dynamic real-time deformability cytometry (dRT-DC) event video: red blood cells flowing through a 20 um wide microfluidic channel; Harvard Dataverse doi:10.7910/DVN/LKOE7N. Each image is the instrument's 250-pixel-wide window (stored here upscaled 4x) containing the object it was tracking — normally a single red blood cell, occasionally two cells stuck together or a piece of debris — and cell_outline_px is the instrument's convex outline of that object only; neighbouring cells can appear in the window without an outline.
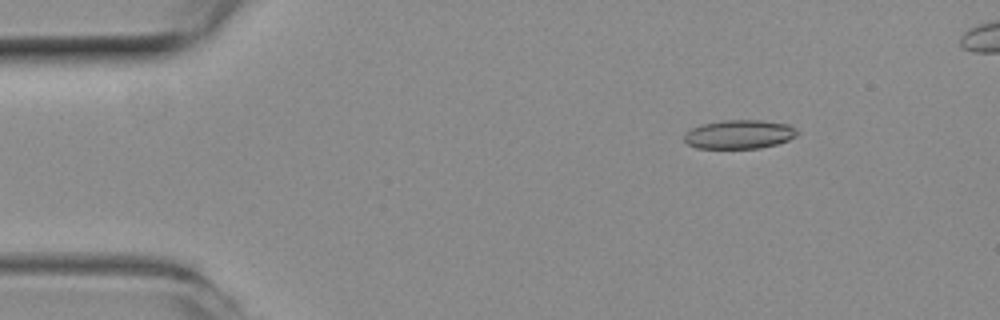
{"species": "common noctule bat (a hibernating species)", "species_latin": "Nyctalus noctula", "temperature_condition": "room temperature", "stored_images_in_passage": 50, "camera_frame_rate_fps": 3000, "um_per_image_px": 0.085, "animal": {"sex": "female", "body_mass_g": 19.3, "forearm_length_mm": 54.1}, "frame": {"image": 1, "passage_image": 7, "time_ms": 2.0, "image_size_px": [1000, 320], "cell_outline_px": [[800, 132], [796, 136], [788, 140], [776, 144], [760, 148], [696, 148], [688, 144], [684, 140], [684, 136], [692, 128], [704, 124], [720, 120], [760, 120], [788, 124], [796, 128]], "centroid_in_image_um": [62.87, 11.41], "position_along_channel_um": 22.1, "area_um2": 18.96}}
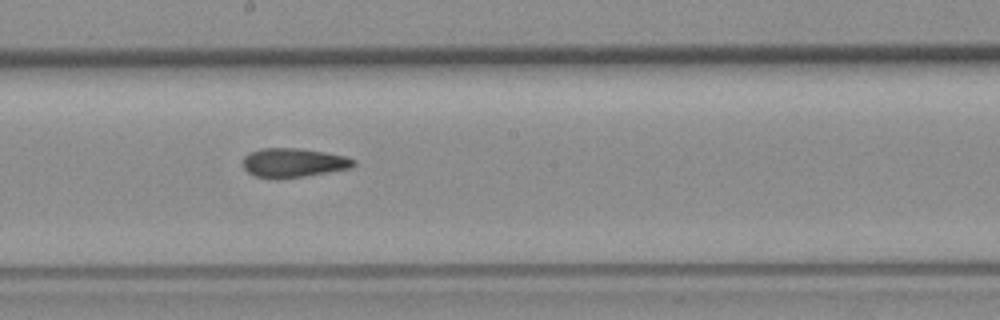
{"frame": {"image": 2, "passage_image": 28, "time_ms": 9.0, "image_size_px": [1000, 320], "cell_outline_px": [[356, 164], [352, 168], [280, 180], [276, 180], [252, 176], [244, 168], [244, 156], [260, 148], [300, 148], [324, 152], [344, 156], [356, 160]], "centroid_in_image_um": [24.93, 13.85], "position_along_channel_um": 223.3, "area_um2": 19.02}}
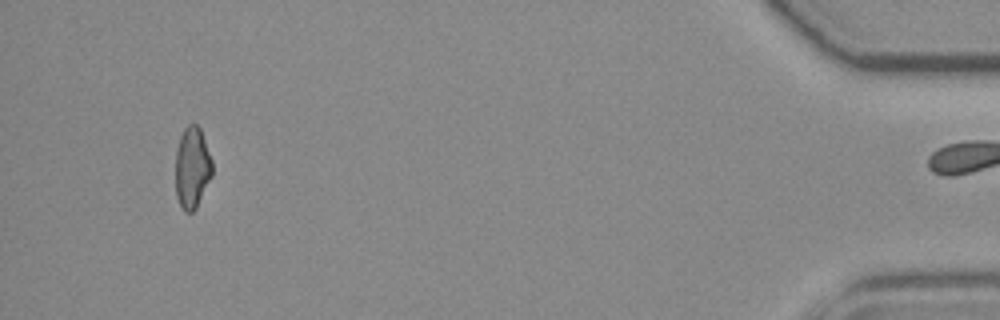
{"frame": {"image": 3, "passage_image": 49, "time_ms": 16.0, "image_size_px": [1000, 320], "cell_outline_px": [[212, 176], [196, 208], [192, 212], [184, 212], [176, 196], [176, 152], [180, 136], [184, 128], [188, 124], [196, 124], [200, 128], [212, 160]], "centroid_in_image_um": [16.33, 14.25], "position_along_channel_um": 418.9, "area_um2": 17.4}, "authors_computed_cell_mechanics": {"area_um2": 18.6983, "velocity_mm_per_s": 3.959, "shape_relaxation_time_tau1_ms": null, "shape_relaxation_time_tau2_ms": 3.2574, "deformation_change_tau1": null, "deformation_change_tau2": 0.1076}}